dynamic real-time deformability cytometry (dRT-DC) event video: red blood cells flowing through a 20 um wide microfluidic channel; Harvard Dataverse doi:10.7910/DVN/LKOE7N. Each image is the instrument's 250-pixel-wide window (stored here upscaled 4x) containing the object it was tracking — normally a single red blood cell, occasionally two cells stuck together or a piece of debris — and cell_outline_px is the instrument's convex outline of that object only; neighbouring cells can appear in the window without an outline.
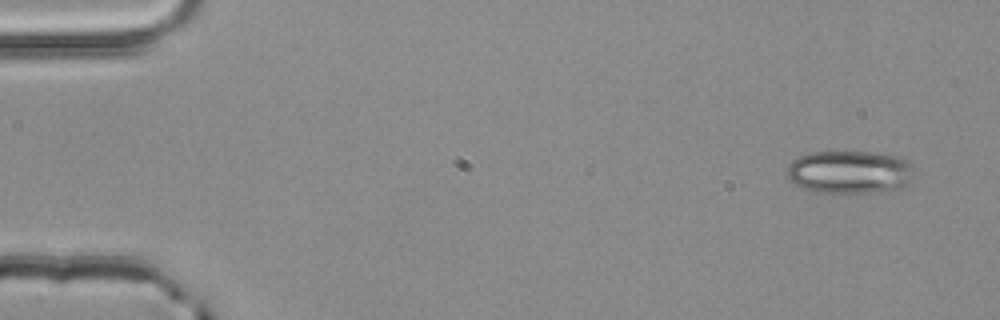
{"species": "common noctule bat (a hibernating species)", "species_latin": "Nyctalus noctula", "temperature_condition": "room temperature", "stored_images_in_passage": 4, "camera_frame_rate_fps": 3000, "um_per_image_px": 0.085, "animal": {"sex": "male", "body_mass_g": 20.4}, "frame": {"image": 1, "passage_image": 1, "time_ms": 0.0, "image_size_px": [1000, 320], "cell_outline_px": [[916, 168], [912, 180], [896, 188], [872, 192], [820, 192], [804, 188], [788, 180], [784, 172], [788, 164], [796, 156], [808, 152], [872, 152], [904, 156]], "centroid_in_image_um": [72.21, 14.58], "position_along_channel_um": 12.8, "area_um2": 32.31}}